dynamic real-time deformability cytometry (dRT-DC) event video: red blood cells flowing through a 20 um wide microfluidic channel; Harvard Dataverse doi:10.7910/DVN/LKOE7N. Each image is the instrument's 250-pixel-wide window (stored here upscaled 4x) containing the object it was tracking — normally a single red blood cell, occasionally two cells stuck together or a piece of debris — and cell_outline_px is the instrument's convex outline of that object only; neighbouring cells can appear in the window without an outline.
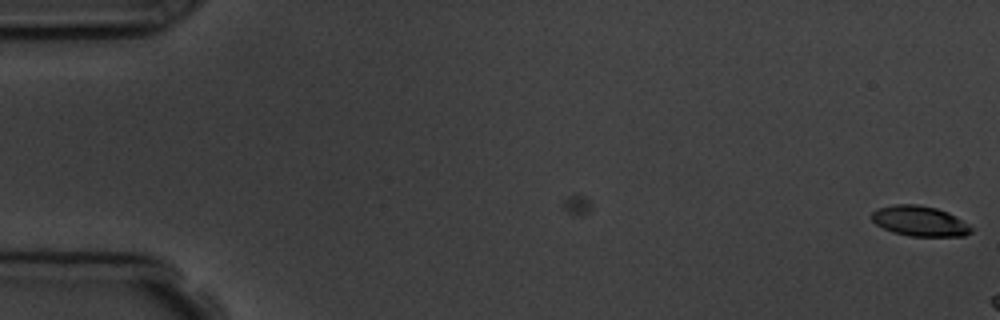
{"species": "common noctule bat (a hibernating species)", "species_latin": "Nyctalus noctula", "temperature_condition": "room temperature", "stored_images_in_passage": 2, "camera_frame_rate_fps": 3000, "um_per_image_px": 0.085, "animal": {"sex": "male", "body_mass_g": 19.5, "forearm_length_mm": 54.6}, "frame": {"image": 1, "passage_image": 2, "time_ms": 1.0, "image_size_px": [1000, 320], "cell_outline_px": [[972, 232], [964, 236], [908, 236], [892, 232], [876, 224], [872, 220], [872, 212], [876, 208], [896, 204], [916, 204], [936, 208], [948, 212], [956, 216], [968, 224], [972, 228]], "centroid_in_image_um": [78.17, 18.79], "position_along_channel_um": 6.8, "area_um2": 17.57}}